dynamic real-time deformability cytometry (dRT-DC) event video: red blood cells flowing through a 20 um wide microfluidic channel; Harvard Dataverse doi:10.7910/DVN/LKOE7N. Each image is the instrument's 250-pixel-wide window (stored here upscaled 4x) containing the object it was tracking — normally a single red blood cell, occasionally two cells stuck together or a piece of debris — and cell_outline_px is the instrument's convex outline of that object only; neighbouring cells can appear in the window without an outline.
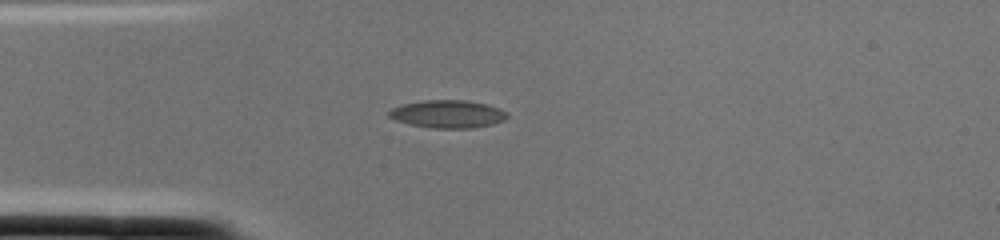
{"species": "common noctule bat (a hibernating species)", "species_latin": "Nyctalus noctula", "temperature_condition": "cold", "stored_images_in_passage": 1, "camera_frame_rate_fps": 3000, "um_per_image_px": 0.085, "animal": {"sex": "female", "body_mass_g": 22.0, "forearm_length_mm": 56.7}, "frame": {"image": 1, "passage_image": 1, "time_ms": 0.0, "image_size_px": [1000, 240], "cell_outline_px": [[508, 116], [504, 120], [492, 124], [472, 128], [432, 128], [408, 124], [396, 120], [388, 116], [388, 112], [392, 108], [400, 104], [424, 100], [464, 100], [488, 104], [500, 108], [508, 112]], "centroid_in_image_um": [38.06, 9.68], "position_along_channel_um": 46.9, "area_um2": 19.31}}